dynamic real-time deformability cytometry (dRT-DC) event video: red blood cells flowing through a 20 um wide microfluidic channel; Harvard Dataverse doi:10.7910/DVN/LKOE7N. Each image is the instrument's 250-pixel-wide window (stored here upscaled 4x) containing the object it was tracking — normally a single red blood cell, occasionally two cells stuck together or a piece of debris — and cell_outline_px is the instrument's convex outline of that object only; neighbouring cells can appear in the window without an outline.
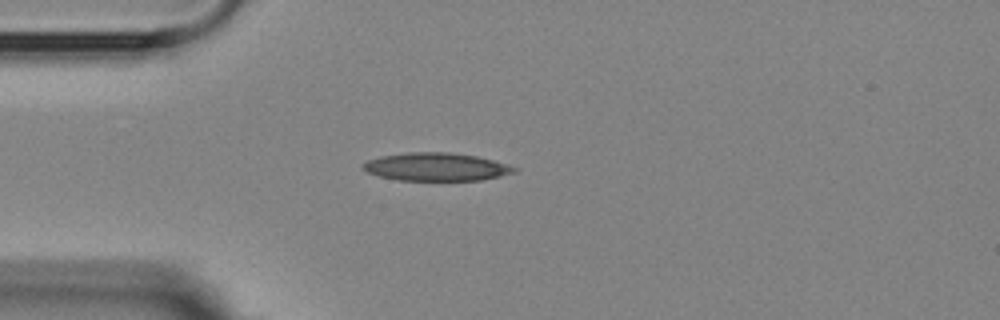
{"species": "Egyptian fruit bat (a non-hibernating species)", "species_latin": "Rousettus aegyptiacus", "temperature_condition": "room temperature", "stored_images_in_passage": 1, "camera_frame_rate_fps": 3000, "um_per_image_px": 0.085, "animal": {"sex": "female"}, "frame": {"image": 1, "passage_image": 1, "time_ms": 0.0, "image_size_px": [1000, 320], "cell_outline_px": [[516, 172], [500, 176], [480, 180], [400, 180], [380, 176], [368, 172], [360, 168], [360, 164], [368, 160], [380, 156], [408, 152], [448, 152], [476, 156], [492, 160], [516, 168]], "centroid_in_image_um": [37.02, 14.18], "position_along_channel_um": 48.0, "area_um2": 24.51}}